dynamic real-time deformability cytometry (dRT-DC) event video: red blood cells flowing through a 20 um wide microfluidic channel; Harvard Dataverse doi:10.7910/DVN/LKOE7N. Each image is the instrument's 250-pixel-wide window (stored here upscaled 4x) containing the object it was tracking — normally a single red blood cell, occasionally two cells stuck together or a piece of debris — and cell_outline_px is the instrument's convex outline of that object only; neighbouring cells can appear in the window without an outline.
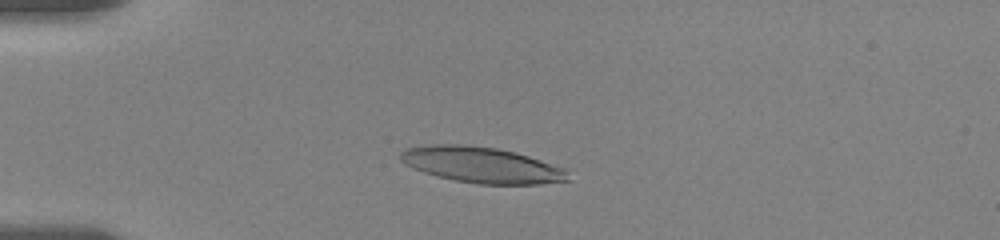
{"species": "human", "species_latin": "Homo sapiens", "temperature_condition": "room temperature", "stored_images_in_passage": 51, "camera_frame_rate_fps": 3000, "um_per_image_px": 0.085, "donor": {"sex": "female"}, "frame": {"image": 1, "passage_image": 13, "time_ms": 4.0, "image_size_px": [1000, 240], "cell_outline_px": [[572, 180], [540, 184], [476, 184], [436, 176], [412, 168], [404, 164], [400, 160], [400, 152], [404, 148], [428, 144], [468, 144], [496, 148], [516, 152], [568, 168]], "centroid_in_image_um": [40.98, 14.01], "position_along_channel_um": 44.0, "area_um2": 35.66}}
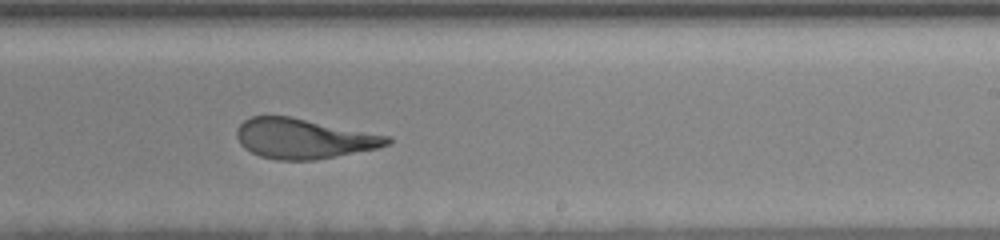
{"frame": {"image": 2, "passage_image": 34, "time_ms": 11.0, "image_size_px": [1000, 240], "cell_outline_px": [[392, 144], [376, 148], [336, 156], [312, 160], [276, 160], [260, 156], [244, 148], [240, 144], [236, 136], [236, 128], [244, 120], [252, 116], [288, 116], [392, 136]], "centroid_in_image_um": [25.81, 11.78], "position_along_channel_um": 263.2, "area_um2": 35.08}}
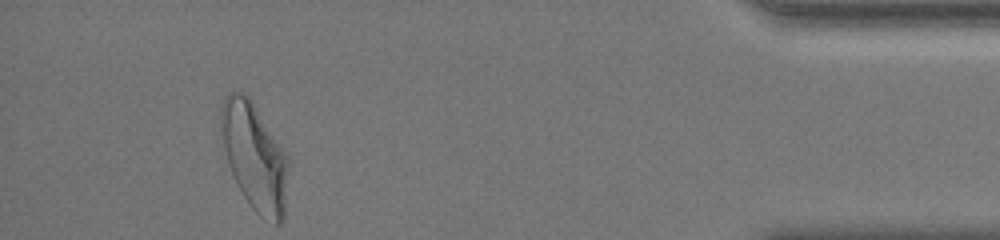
{"frame": {"image": 3, "passage_image": 51, "time_ms": 16.667, "image_size_px": [1000, 240], "cell_outline_px": [[288, 164], [284, 220], [280, 224], [276, 224], [264, 220], [248, 204], [232, 176], [228, 164], [224, 148], [220, 128], [220, 108], [228, 92], [244, 92], [252, 100], [288, 156]], "centroid_in_image_um": [21.63, 13.33], "position_along_channel_um": 413.6, "area_um2": 42.31}, "authors_computed_cell_mechanics": {"area_um2": 35.836, "velocity_mm_per_s": 3.5655, "shape_relaxation_time_tau1_ms": 5.0326, "shape_relaxation_time_tau2_ms": 1.3612, "deformation_change_tau1": 0.2096, "deformation_change_tau2": 0.1125}}